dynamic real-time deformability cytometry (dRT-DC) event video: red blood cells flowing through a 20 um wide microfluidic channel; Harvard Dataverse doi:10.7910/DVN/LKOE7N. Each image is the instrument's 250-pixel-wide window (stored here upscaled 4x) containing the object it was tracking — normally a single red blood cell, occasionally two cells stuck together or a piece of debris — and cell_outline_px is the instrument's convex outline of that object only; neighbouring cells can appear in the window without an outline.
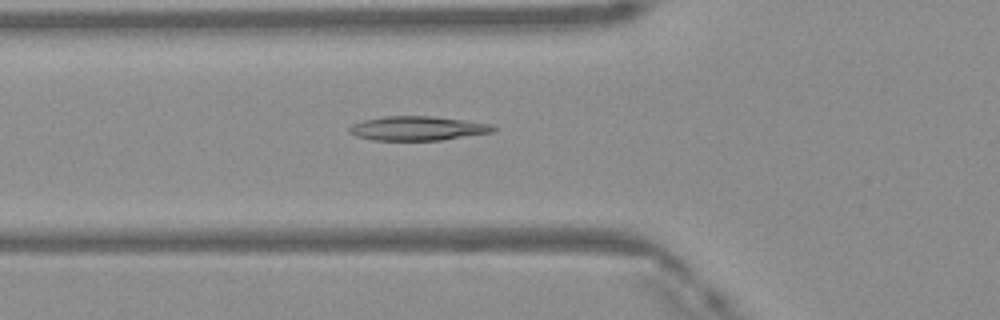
{"species": "Egyptian fruit bat (a non-hibernating species)", "species_latin": "Rousettus aegyptiacus", "temperature_condition": "warm", "stored_images_in_passage": 40, "camera_frame_rate_fps": 3000, "um_per_image_px": 0.085, "frame": {"image": 1, "passage_image": 9, "time_ms": 2.667, "image_size_px": [1000, 320], "cell_outline_px": [[496, 132], [440, 140], [372, 140], [356, 136], [348, 132], [348, 128], [352, 124], [364, 120], [384, 116], [432, 116], [464, 120], [492, 124], [496, 128]], "centroid_in_image_um": [35.51, 10.91], "position_along_channel_um": 90.3, "area_um2": 20.4}}
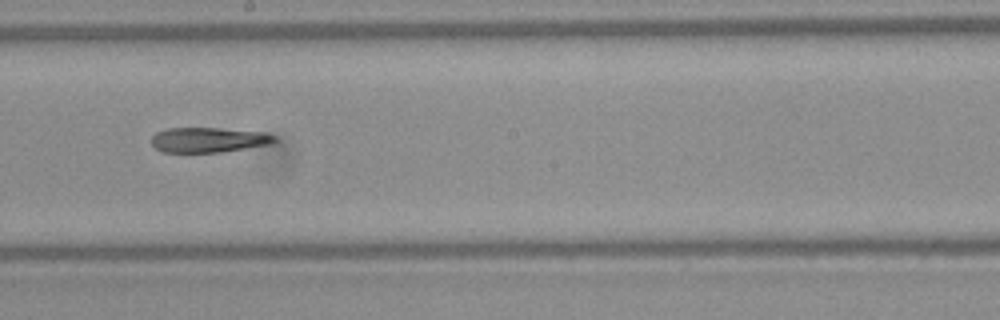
{"frame": {"image": 2, "passage_image": 19, "time_ms": 6.0, "image_size_px": [1000, 320], "cell_outline_px": [[280, 140], [272, 144], [220, 152], [160, 152], [152, 144], [152, 136], [156, 132], [168, 128], [220, 128], [264, 132], [276, 136]], "centroid_in_image_um": [17.77, 11.88], "position_along_channel_um": 230.4, "area_um2": 18.09}}
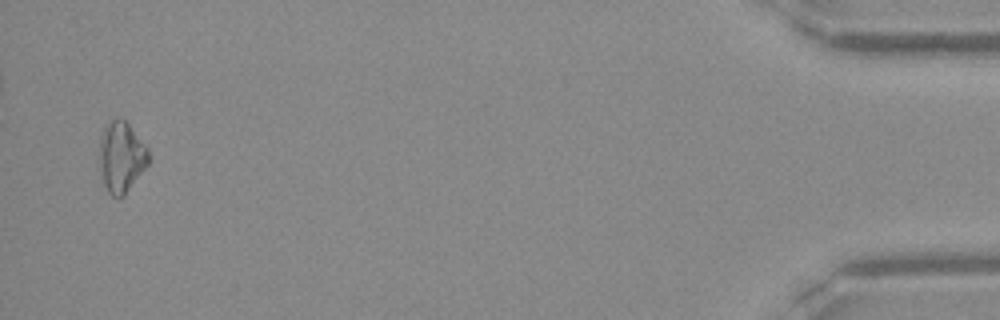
{"frame": {"image": 3, "passage_image": 39, "time_ms": 12.667, "image_size_px": [1000, 320], "cell_outline_px": [[148, 164], [124, 196], [112, 196], [108, 192], [104, 184], [100, 164], [100, 136], [104, 124], [108, 120], [124, 120], [148, 144]], "centroid_in_image_um": [10.33, 13.31], "position_along_channel_um": 424.9, "area_um2": 20.23}}